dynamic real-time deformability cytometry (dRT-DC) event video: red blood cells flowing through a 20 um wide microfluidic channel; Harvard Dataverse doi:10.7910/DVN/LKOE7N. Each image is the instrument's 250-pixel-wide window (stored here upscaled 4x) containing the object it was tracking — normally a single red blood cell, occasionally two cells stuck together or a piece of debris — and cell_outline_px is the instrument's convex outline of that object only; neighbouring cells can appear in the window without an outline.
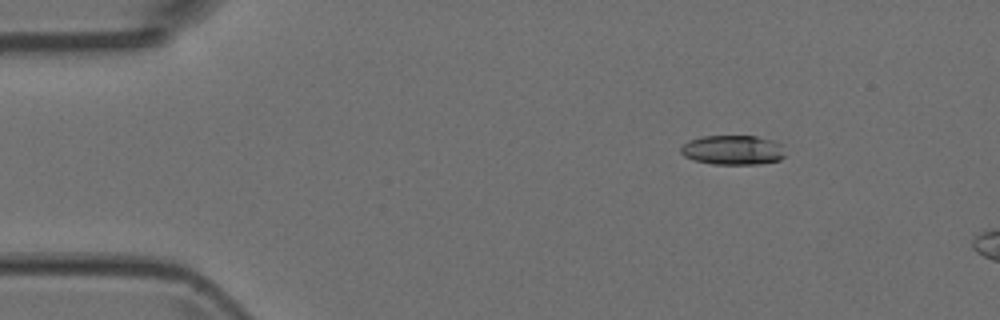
{"species": "Egyptian fruit bat (a non-hibernating species)", "species_latin": "Rousettus aegyptiacus", "temperature_condition": "room temperature", "stored_images_in_passage": 5, "camera_frame_rate_fps": 3000, "um_per_image_px": 0.085, "animal": {"sex": "female"}, "frame": {"image": 1, "passage_image": 3, "time_ms": 0.667, "image_size_px": [1000, 320], "cell_outline_px": [[784, 156], [780, 160], [756, 164], [712, 164], [696, 160], [684, 156], [680, 152], [680, 148], [688, 140], [700, 136], [756, 136], [772, 140], [784, 144]], "centroid_in_image_um": [62.31, 12.74], "position_along_channel_um": 22.7, "area_um2": 18.09}}